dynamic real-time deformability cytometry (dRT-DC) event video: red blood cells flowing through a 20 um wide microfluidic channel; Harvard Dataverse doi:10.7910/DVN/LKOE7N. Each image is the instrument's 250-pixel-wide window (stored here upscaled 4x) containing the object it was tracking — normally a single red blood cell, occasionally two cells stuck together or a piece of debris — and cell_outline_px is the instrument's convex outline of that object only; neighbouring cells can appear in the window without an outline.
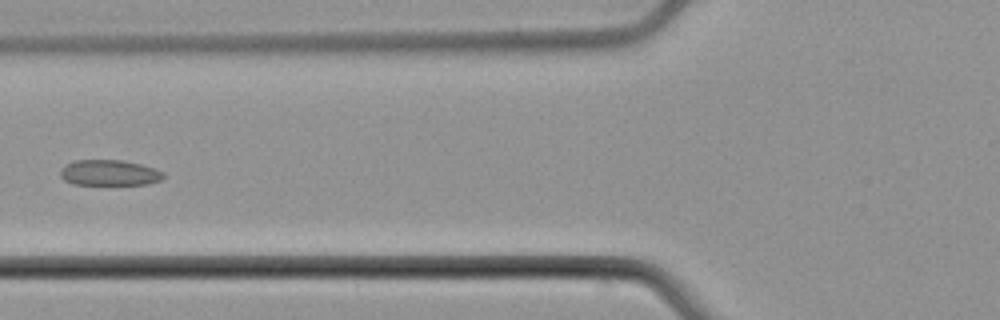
{"species": "common noctule bat (a hibernating species)", "species_latin": "Nyctalus noctula", "temperature_condition": "cold", "stored_images_in_passage": 6, "camera_frame_rate_fps": 3000, "um_per_image_px": 0.085, "animal": {"sex": "male", "body_mass_g": 21.5, "forearm_length_mm": 52.0}, "frame": {"image": 1, "passage_image": 6, "time_ms": 6.667, "image_size_px": [1000, 320], "cell_outline_px": [[164, 176], [160, 180], [148, 184], [72, 184], [64, 180], [60, 176], [60, 168], [64, 164], [76, 160], [120, 160], [140, 164], [164, 172]], "centroid_in_image_um": [9.24, 14.68], "position_along_channel_um": 116.6, "area_um2": 15.37}}